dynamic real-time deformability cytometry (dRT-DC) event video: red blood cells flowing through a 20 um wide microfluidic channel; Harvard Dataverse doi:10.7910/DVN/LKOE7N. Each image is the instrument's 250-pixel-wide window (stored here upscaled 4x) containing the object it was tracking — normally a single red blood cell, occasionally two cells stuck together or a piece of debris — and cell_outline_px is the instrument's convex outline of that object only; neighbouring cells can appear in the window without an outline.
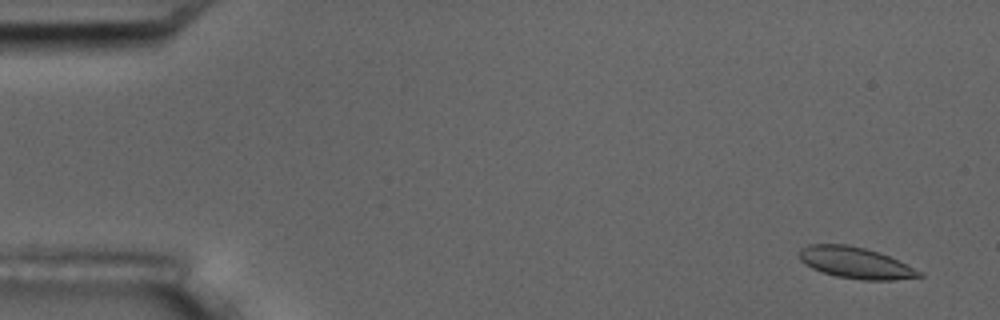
{"species": "common noctule bat (a hibernating species)", "species_latin": "Nyctalus noctula", "temperature_condition": "room temperature", "stored_images_in_passage": 5, "camera_frame_rate_fps": 3000, "um_per_image_px": 0.085, "animal": {"sex": "male", "body_mass_g": 17.5, "forearm_length_mm": 52.3}, "frame": {"image": 1, "passage_image": 1, "time_ms": 0.0, "image_size_px": [1000, 320], "cell_outline_px": [[924, 276], [892, 280], [864, 280], [836, 276], [812, 268], [804, 264], [800, 260], [800, 248], [808, 244], [848, 244], [864, 248], [888, 256], [924, 272]], "centroid_in_image_um": [72.71, 22.34], "position_along_channel_um": 12.3, "area_um2": 21.73}}
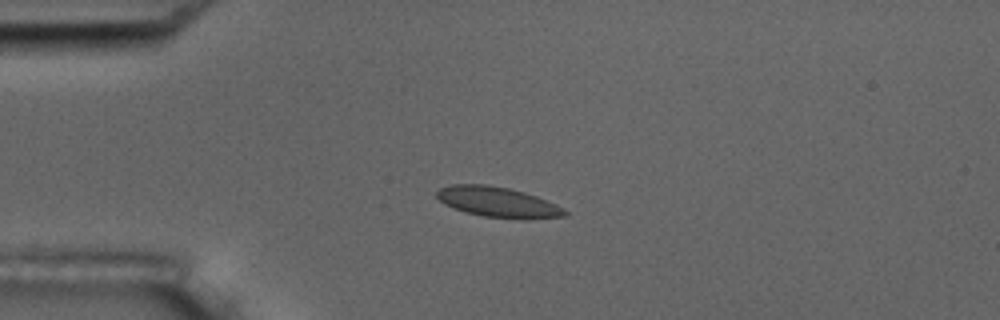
{"frame": {"image": 2, "passage_image": 4, "time_ms": 3.667, "image_size_px": [1000, 320], "cell_outline_px": [[568, 216], [528, 220], [524, 220], [484, 216], [464, 212], [452, 208], [444, 204], [436, 196], [436, 192], [440, 188], [452, 184], [484, 184], [508, 188], [524, 192], [536, 196], [556, 204], [564, 208], [568, 212]], "centroid_in_image_um": [42.35, 17.2], "position_along_channel_um": 42.7, "area_um2": 22.89}}